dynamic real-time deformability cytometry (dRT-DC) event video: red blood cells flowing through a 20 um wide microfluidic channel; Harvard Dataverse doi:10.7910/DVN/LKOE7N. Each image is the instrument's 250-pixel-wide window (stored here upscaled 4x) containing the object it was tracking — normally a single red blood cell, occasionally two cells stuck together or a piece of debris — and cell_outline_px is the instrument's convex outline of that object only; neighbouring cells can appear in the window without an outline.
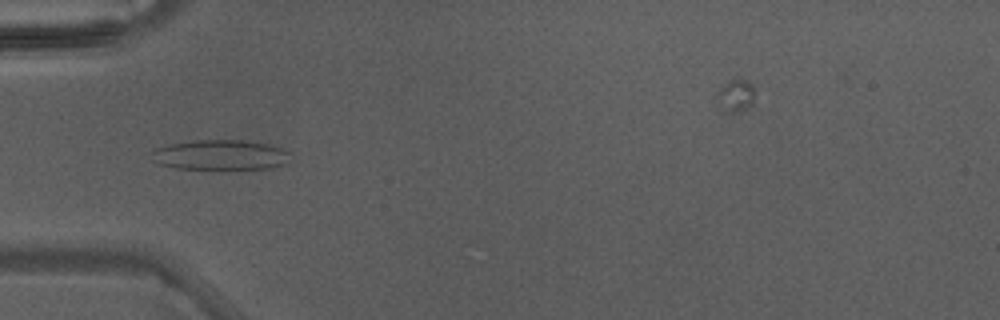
{"species": "Egyptian fruit bat (a non-hibernating species)", "species_latin": "Rousettus aegyptiacus", "temperature_condition": "warm", "stored_images_in_passage": 3, "camera_frame_rate_fps": 3000, "um_per_image_px": 0.085, "animal": {"sex": "male"}, "frame": {"image": 1, "passage_image": 3, "time_ms": 0.667, "image_size_px": [1000, 320], "cell_outline_px": [[288, 152], [284, 164], [272, 168], [228, 172], [176, 168], [160, 164], [152, 160], [152, 152], [156, 148], [172, 144], [192, 140], [240, 140], [268, 144], [280, 148]], "centroid_in_image_um": [18.71, 13.22], "position_along_channel_um": 66.3, "area_um2": 25.09}}